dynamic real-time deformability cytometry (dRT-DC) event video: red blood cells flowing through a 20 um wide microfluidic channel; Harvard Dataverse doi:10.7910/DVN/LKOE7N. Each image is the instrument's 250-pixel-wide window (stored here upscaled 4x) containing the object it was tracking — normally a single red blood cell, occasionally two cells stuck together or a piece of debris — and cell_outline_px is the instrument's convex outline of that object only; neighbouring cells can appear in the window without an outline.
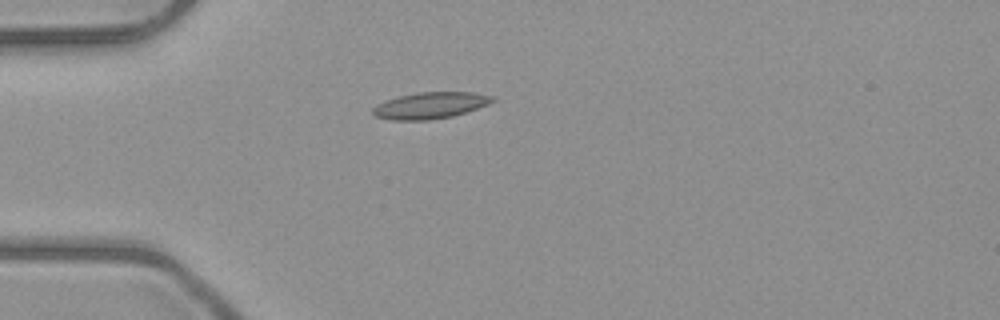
{"species": "common noctule bat (a hibernating species)", "species_latin": "Nyctalus noctula", "temperature_condition": "room temperature", "stored_images_in_passage": 1, "camera_frame_rate_fps": 3000, "um_per_image_px": 0.085, "animal": {"sex": "male", "body_mass_g": 23.1, "forearm_length_mm": 52.7}, "frame": {"image": 1, "passage_image": 1, "time_ms": 0.0, "image_size_px": [1000, 320], "cell_outline_px": [[496, 100], [488, 104], [452, 116], [428, 120], [392, 120], [376, 116], [372, 112], [372, 108], [376, 104], [384, 100], [416, 92], [472, 92], [496, 96]], "centroid_in_image_um": [36.56, 8.95], "position_along_channel_um": 48.4, "area_um2": 18.44}}